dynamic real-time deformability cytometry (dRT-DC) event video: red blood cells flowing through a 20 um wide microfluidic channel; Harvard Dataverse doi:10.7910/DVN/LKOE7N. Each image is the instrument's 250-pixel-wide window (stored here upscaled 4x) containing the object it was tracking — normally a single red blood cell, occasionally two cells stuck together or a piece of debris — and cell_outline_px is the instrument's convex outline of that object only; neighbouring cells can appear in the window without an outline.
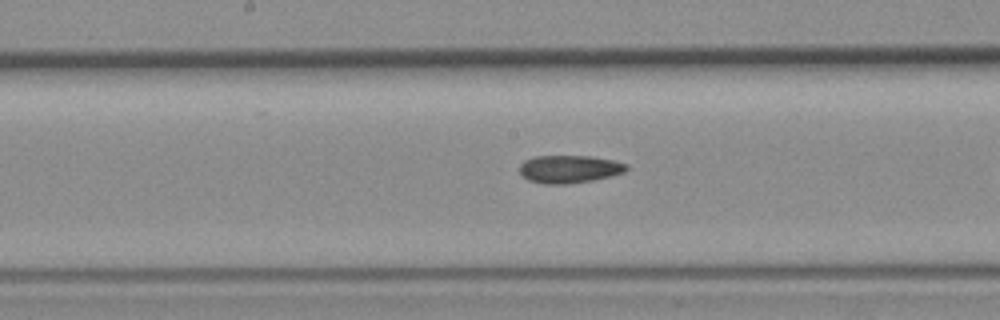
{"species": "common noctule bat (a hibernating species)", "species_latin": "Nyctalus noctula", "temperature_condition": "room temperature", "stored_images_in_passage": 24, "camera_frame_rate_fps": 3000, "um_per_image_px": 0.085, "animal": {"sex": "female", "body_mass_g": 19.3, "forearm_length_mm": 54.1}, "frame": {"image": 1, "passage_image": 11, "time_ms": 3.333, "image_size_px": [1000, 320], "cell_outline_px": [[628, 168], [624, 172], [612, 176], [592, 180], [568, 184], [544, 184], [528, 180], [520, 172], [520, 164], [524, 160], [536, 156], [588, 156], [612, 160], [628, 164]], "centroid_in_image_um": [48.39, 14.37], "position_along_channel_um": 199.8, "area_um2": 17.28}}
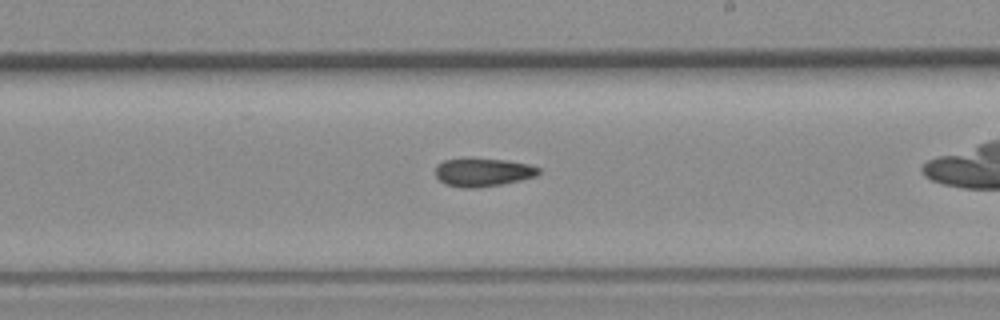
{"frame": {"image": 2, "passage_image": 14, "time_ms": 4.333, "image_size_px": [1000, 320], "cell_outline_px": [[540, 172], [536, 176], [520, 180], [500, 184], [476, 188], [460, 188], [444, 184], [436, 176], [436, 164], [444, 160], [508, 160], [528, 164], [540, 168]], "centroid_in_image_um": [41.04, 14.67], "position_along_channel_um": 248.0, "area_um2": 16.65}}